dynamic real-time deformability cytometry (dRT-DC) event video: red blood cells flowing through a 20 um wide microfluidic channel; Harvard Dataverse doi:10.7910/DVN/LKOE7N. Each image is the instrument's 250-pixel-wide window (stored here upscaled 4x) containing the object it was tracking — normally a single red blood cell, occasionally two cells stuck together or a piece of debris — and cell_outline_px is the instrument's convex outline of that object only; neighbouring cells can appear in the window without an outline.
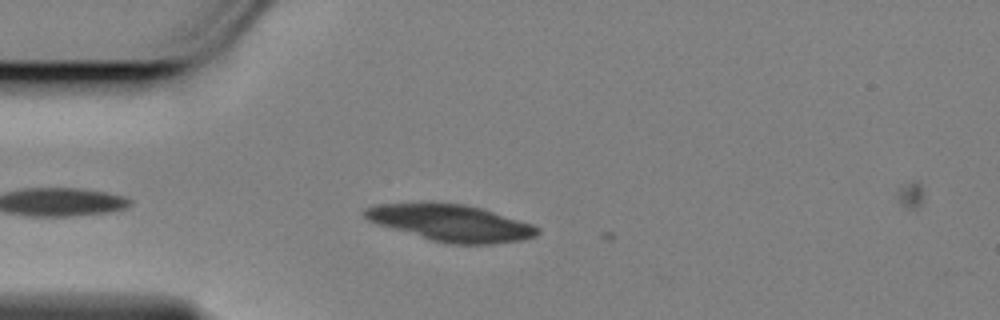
{"species": "Egyptian fruit bat (a non-hibernating species)", "species_latin": "Rousettus aegyptiacus", "temperature_condition": "cold", "stored_images_in_passage": 25, "camera_frame_rate_fps": 3000, "um_per_image_px": 0.085, "animal": {"sex": "female"}, "frame": {"image": 1, "passage_image": 5, "time_ms": 1.333, "image_size_px": [1000, 320], "cell_outline_px": [[540, 232], [536, 236], [524, 240], [496, 244], [448, 244], [432, 240], [380, 224], [368, 220], [364, 216], [364, 208], [380, 204], [464, 204], [480, 208], [532, 224], [540, 228]], "centroid_in_image_um": [38.41, 18.98], "position_along_channel_um": 46.6, "area_um2": 36.01}}
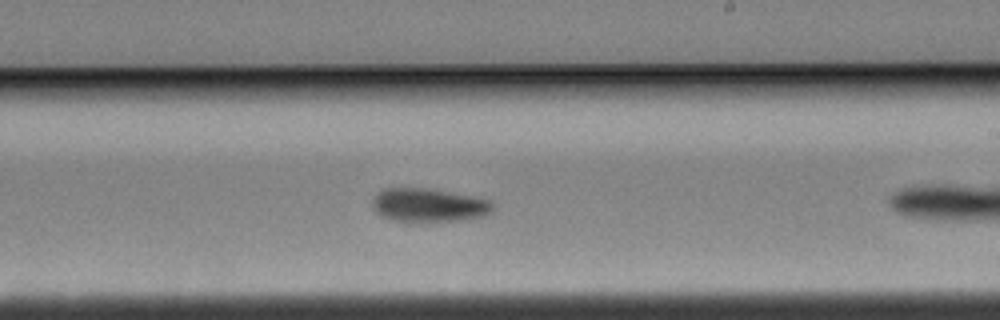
{"frame": {"image": 2, "passage_image": 20, "time_ms": 6.333, "image_size_px": [1000, 320], "cell_outline_px": [[492, 212], [484, 216], [460, 220], [420, 224], [388, 220], [380, 216], [376, 212], [372, 200], [380, 192], [388, 188], [428, 188], [472, 196], [492, 200]], "centroid_in_image_um": [36.44, 17.48], "position_along_channel_um": 252.6, "area_um2": 24.1}}
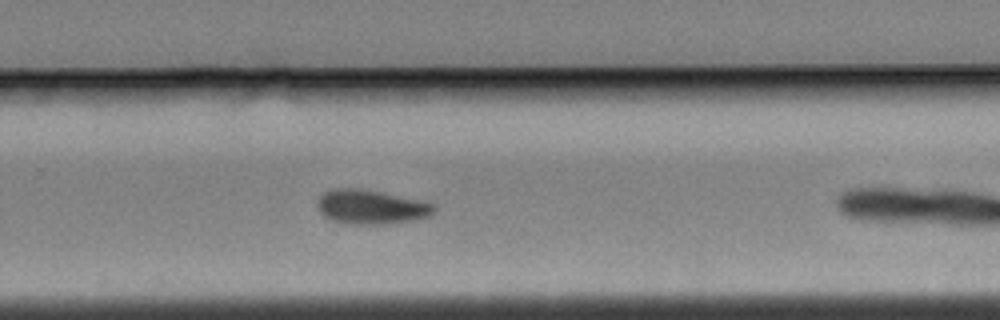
{"frame": {"image": 3, "passage_image": 24, "time_ms": 7.667, "image_size_px": [1000, 320], "cell_outline_px": [[436, 212], [428, 216], [416, 220], [384, 224], [344, 224], [324, 216], [320, 212], [316, 204], [320, 196], [324, 192], [332, 188], [356, 188], [380, 192], [416, 200], [432, 204], [436, 208]], "centroid_in_image_um": [31.5, 17.6], "position_along_channel_um": 298.3, "area_um2": 23.12}}